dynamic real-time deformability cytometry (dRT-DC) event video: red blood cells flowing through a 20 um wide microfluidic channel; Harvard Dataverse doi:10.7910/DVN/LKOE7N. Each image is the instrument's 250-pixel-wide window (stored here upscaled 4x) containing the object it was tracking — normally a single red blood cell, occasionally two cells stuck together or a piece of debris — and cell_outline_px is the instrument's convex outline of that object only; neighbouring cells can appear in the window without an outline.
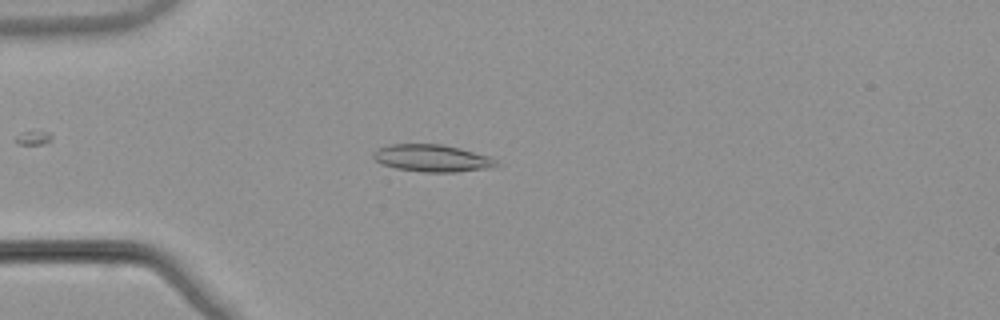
{"species": "common noctule bat (a hibernating species)", "species_latin": "Nyctalus noctula", "temperature_condition": "warm", "stored_images_in_passage": 39, "camera_frame_rate_fps": 3000, "um_per_image_px": 0.085, "animal": {"sex": "male", "body_mass_g": 21.5, "forearm_length_mm": 52.0}, "frame": {"image": 1, "passage_image": 6, "time_ms": 1.667, "image_size_px": [1000, 320], "cell_outline_px": [[500, 164], [488, 168], [456, 172], [424, 172], [396, 168], [384, 164], [376, 160], [372, 156], [372, 152], [376, 148], [388, 144], [444, 144], [460, 148], [488, 156], [496, 160]], "centroid_in_image_um": [36.7, 13.43], "position_along_channel_um": 48.3, "area_um2": 19.48}}
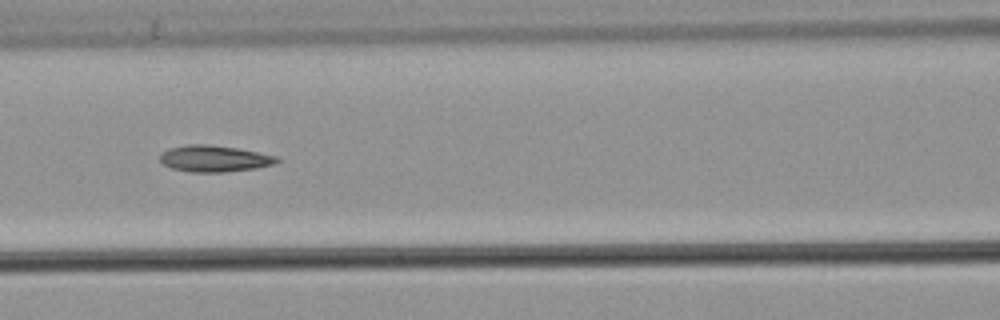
{"frame": {"image": 2, "passage_image": 15, "time_ms": 4.667, "image_size_px": [1000, 320], "cell_outline_px": [[280, 160], [272, 164], [256, 168], [224, 172], [188, 172], [172, 168], [164, 164], [160, 160], [160, 156], [168, 148], [188, 144], [208, 144], [236, 148], [280, 156]], "centroid_in_image_um": [18.23, 13.48], "position_along_channel_um": 148.4, "area_um2": 17.98}}
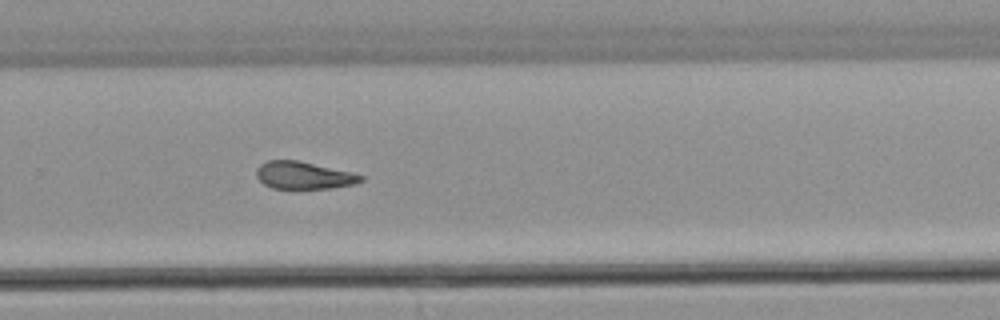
{"frame": {"image": 3, "passage_image": 27, "time_ms": 8.667, "image_size_px": [1000, 320], "cell_outline_px": [[364, 180], [352, 184], [332, 188], [272, 188], [264, 184], [256, 176], [256, 168], [260, 164], [268, 160], [296, 160], [348, 172], [364, 176]], "centroid_in_image_um": [25.75, 14.9], "position_along_channel_um": 304.0, "area_um2": 16.3}, "authors_computed_cell_mechanics": {"area_um2": 17.4556, "velocity_mm_per_s": 3.9028, "shape_relaxation_time_tau1_ms": null, "shape_relaxation_time_tau2_ms": 4.1092, "deformation_change_tau1": null, "deformation_change_tau2": 0.0921}}